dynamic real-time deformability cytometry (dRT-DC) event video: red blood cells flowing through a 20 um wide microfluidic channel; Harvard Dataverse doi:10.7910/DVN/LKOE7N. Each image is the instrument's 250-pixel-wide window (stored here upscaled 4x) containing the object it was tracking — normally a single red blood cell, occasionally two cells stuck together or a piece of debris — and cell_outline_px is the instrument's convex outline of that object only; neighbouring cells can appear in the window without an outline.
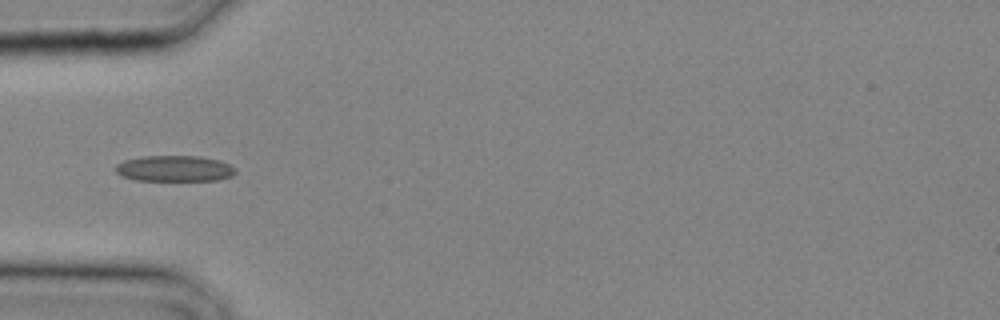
{"species": "common noctule bat (a hibernating species)", "species_latin": "Nyctalus noctula", "temperature_condition": "cold", "stored_images_in_passage": 29, "camera_frame_rate_fps": 3000, "um_per_image_px": 0.085, "animal": {"sex": "male", "body_mass_g": 20.4}, "frame": {"image": 1, "passage_image": 9, "time_ms": 2.667, "image_size_px": [1000, 320], "cell_outline_px": [[236, 172], [232, 176], [220, 180], [136, 180], [120, 176], [116, 172], [116, 164], [124, 160], [144, 156], [200, 156], [220, 160], [236, 168]], "centroid_in_image_um": [14.84, 14.32], "position_along_channel_um": 70.2, "area_um2": 18.21}}
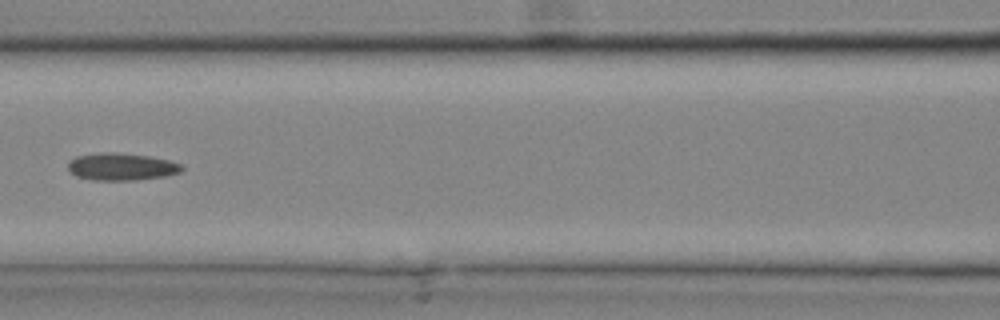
{"frame": {"image": 2, "passage_image": 13, "time_ms": 4.0, "image_size_px": [1000, 320], "cell_outline_px": [[184, 168], [180, 172], [168, 176], [136, 180], [96, 180], [76, 176], [68, 168], [68, 160], [76, 156], [100, 152], [112, 152], [148, 156], [172, 160], [184, 164]], "centroid_in_image_um": [10.38, 14.16], "position_along_channel_um": 156.2, "area_um2": 18.32}}